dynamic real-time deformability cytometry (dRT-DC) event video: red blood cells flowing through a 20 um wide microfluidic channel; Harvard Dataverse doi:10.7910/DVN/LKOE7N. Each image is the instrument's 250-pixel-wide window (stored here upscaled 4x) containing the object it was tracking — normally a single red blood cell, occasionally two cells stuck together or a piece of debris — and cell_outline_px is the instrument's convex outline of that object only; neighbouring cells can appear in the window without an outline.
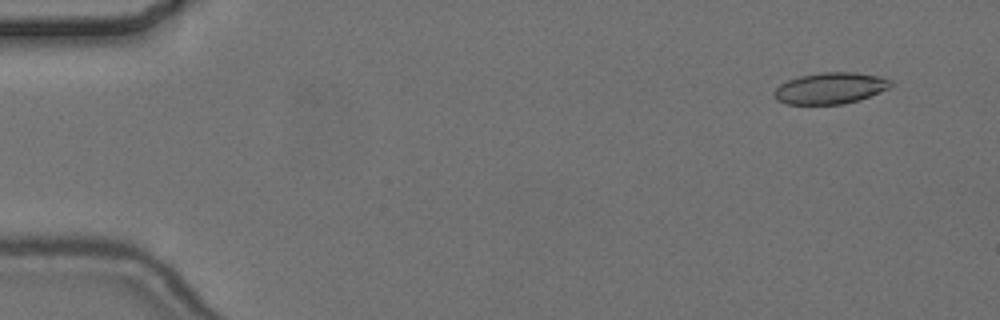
{"species": "common noctule bat (a hibernating species)", "species_latin": "Nyctalus noctula", "temperature_condition": "cold", "stored_images_in_passage": 5, "camera_frame_rate_fps": 3000, "um_per_image_px": 0.085, "animal": {"sex": "female", "body_mass_g": 24.6, "forearm_length_mm": 56.2}, "frame": {"image": 1, "passage_image": 1, "time_ms": 0.0, "image_size_px": [1000, 320], "cell_outline_px": [[892, 84], [888, 88], [860, 100], [844, 104], [788, 104], [776, 100], [772, 96], [772, 92], [780, 84], [788, 80], [800, 76], [820, 72], [852, 72], [876, 76], [892, 80]], "centroid_in_image_um": [70.53, 7.5], "position_along_channel_um": 14.5, "area_um2": 21.27}}
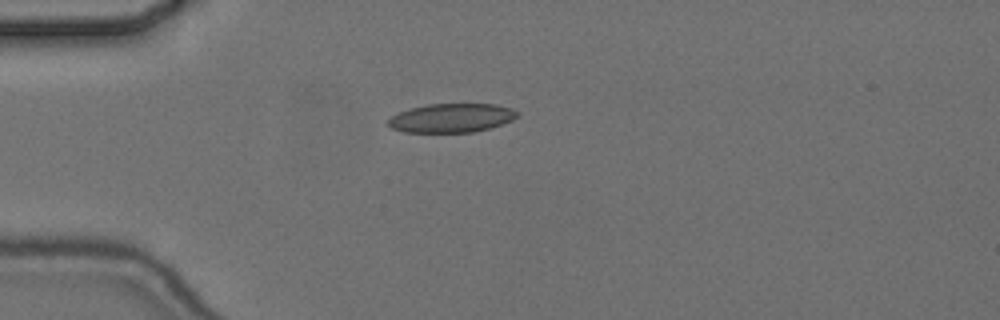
{"frame": {"image": 2, "passage_image": 4, "time_ms": 3.667, "image_size_px": [1000, 320], "cell_outline_px": [[520, 116], [512, 120], [488, 128], [472, 132], [404, 132], [392, 128], [388, 124], [388, 120], [392, 116], [400, 112], [412, 108], [428, 104], [496, 104], [512, 108], [520, 112]], "centroid_in_image_um": [38.42, 10.02], "position_along_channel_um": 46.6, "area_um2": 21.62}}